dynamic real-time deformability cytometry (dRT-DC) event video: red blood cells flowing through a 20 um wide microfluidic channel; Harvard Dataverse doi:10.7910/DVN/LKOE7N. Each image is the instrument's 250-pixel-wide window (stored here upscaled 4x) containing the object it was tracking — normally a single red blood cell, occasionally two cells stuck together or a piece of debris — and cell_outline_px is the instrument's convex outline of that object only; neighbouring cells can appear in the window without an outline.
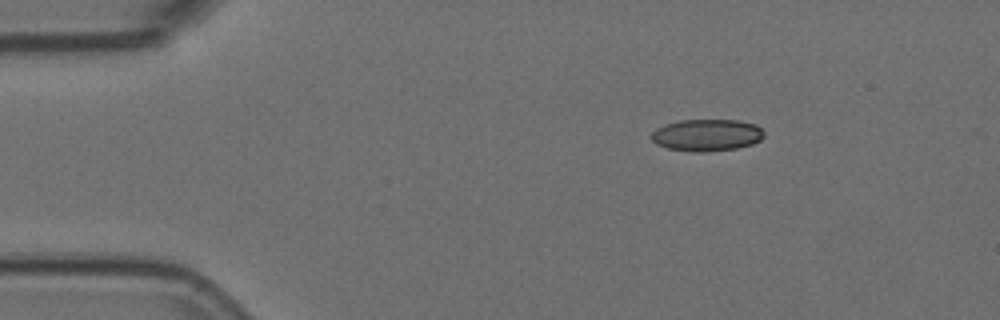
{"species": "Egyptian fruit bat (a non-hibernating species)", "species_latin": "Rousettus aegyptiacus", "temperature_condition": "room temperature", "stored_images_in_passage": 3, "camera_frame_rate_fps": 3000, "um_per_image_px": 0.085, "animal": {"sex": "female"}, "frame": {"image": 1, "passage_image": 1, "time_ms": 0.0, "image_size_px": [1000, 320], "cell_outline_px": [[764, 136], [760, 140], [752, 144], [736, 148], [700, 152], [692, 152], [668, 148], [656, 144], [652, 140], [652, 132], [656, 128], [664, 124], [680, 120], [736, 120], [756, 124], [764, 132]], "centroid_in_image_um": [60.07, 11.48], "position_along_channel_um": 24.9, "area_um2": 20.92}}